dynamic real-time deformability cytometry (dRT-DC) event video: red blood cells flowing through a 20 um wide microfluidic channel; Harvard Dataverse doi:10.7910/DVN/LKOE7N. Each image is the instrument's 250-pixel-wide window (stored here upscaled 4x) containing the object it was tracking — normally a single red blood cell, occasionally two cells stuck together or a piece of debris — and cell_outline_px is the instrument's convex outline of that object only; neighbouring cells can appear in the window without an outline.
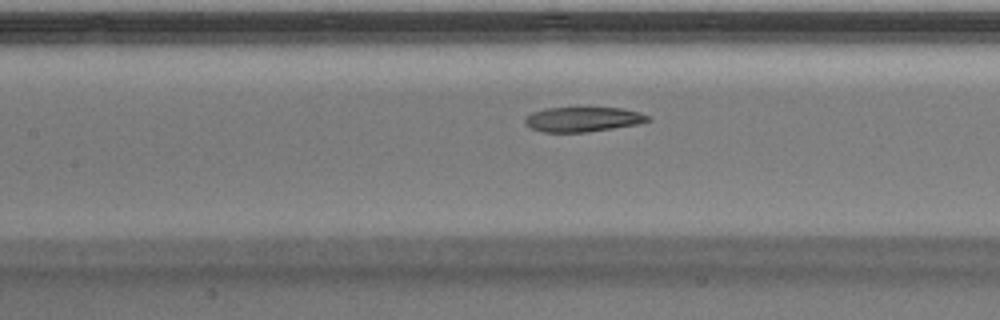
{"species": "Egyptian fruit bat (a non-hibernating species)", "species_latin": "Rousettus aegyptiacus", "temperature_condition": "warm", "stored_images_in_passage": 47, "camera_frame_rate_fps": 3000, "um_per_image_px": 0.085, "animal": {"sex": "male"}, "frame": {"image": 1, "passage_image": 21, "time_ms": 6.667, "image_size_px": [1000, 320], "cell_outline_px": [[652, 120], [636, 124], [588, 132], [544, 132], [532, 128], [524, 124], [524, 116], [532, 112], [544, 108], [620, 108], [640, 112], [648, 116]], "centroid_in_image_um": [49.5, 10.14], "position_along_channel_um": 157.9, "area_um2": 17.69}}